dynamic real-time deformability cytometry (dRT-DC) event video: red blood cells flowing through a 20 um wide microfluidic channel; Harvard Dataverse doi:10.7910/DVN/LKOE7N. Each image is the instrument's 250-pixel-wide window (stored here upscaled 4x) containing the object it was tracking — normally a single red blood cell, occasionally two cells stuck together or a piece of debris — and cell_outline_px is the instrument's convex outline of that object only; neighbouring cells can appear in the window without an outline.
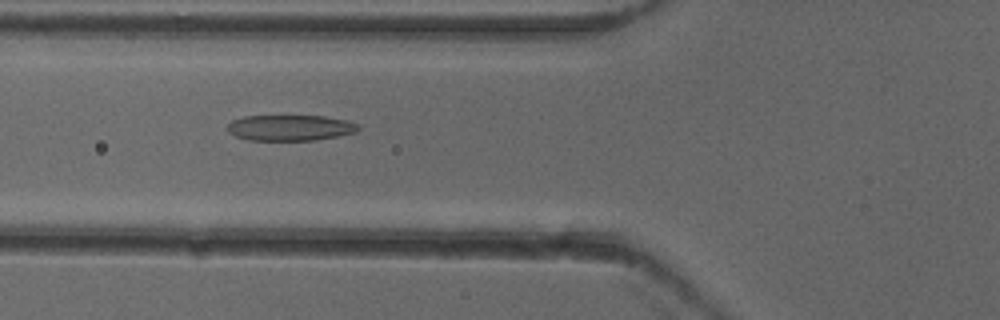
{"species": "common noctule bat (a hibernating species)", "species_latin": "Nyctalus noctula", "temperature_condition": "cold", "stored_images_in_passage": 53, "camera_frame_rate_fps": 3000, "um_per_image_px": 0.085, "animal": {"sex": "female"}, "frame": {"image": 1, "passage_image": 20, "time_ms": 6.333, "image_size_px": [1000, 320], "cell_outline_px": [[360, 128], [356, 132], [316, 140], [248, 140], [236, 136], [228, 132], [228, 124], [232, 120], [244, 116], [324, 116], [348, 120], [356, 124]], "centroid_in_image_um": [24.65, 10.86], "position_along_channel_um": 101.1, "area_um2": 19.59}}
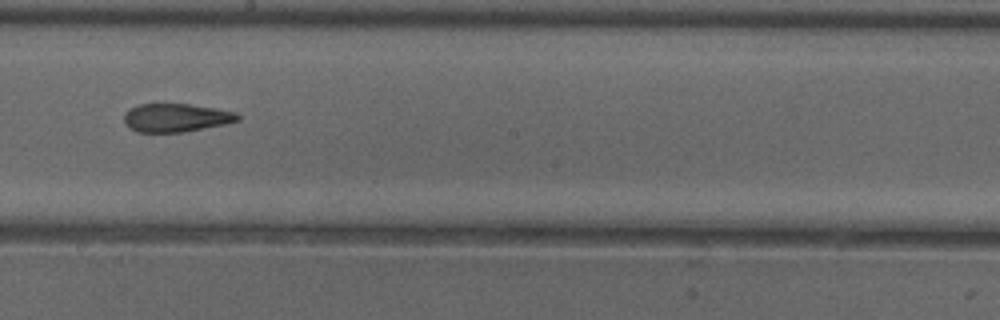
{"frame": {"image": 2, "passage_image": 30, "time_ms": 9.667, "image_size_px": [1000, 320], "cell_outline_px": [[240, 120], [224, 124], [184, 132], [136, 132], [128, 128], [124, 124], [124, 112], [128, 108], [140, 104], [192, 104], [236, 112], [240, 116]], "centroid_in_image_um": [14.92, 10.0], "position_along_channel_um": 233.3, "area_um2": 18.96}}
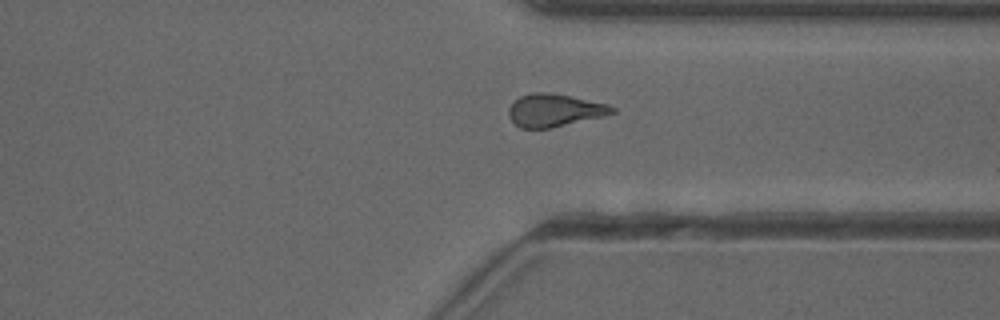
{"frame": {"image": 3, "passage_image": 40, "time_ms": 13.0, "image_size_px": [1000, 320], "cell_outline_px": [[616, 112], [604, 116], [548, 128], [520, 128], [508, 116], [508, 108], [520, 96], [532, 92], [544, 92], [568, 96], [608, 104], [616, 108]], "centroid_in_image_um": [47.12, 9.37], "position_along_channel_um": 364.3, "area_um2": 19.42}, "authors_computed_cell_mechanics": {"area_um2": 19.652, "velocity_mm_per_s": 3.9492, "shape_relaxation_time_tau1_ms": 8.2082, "shape_relaxation_time_tau2_ms": 2.5099, "deformation_change_tau1": 0.2101, "deformation_change_tau2": 0.1097}}